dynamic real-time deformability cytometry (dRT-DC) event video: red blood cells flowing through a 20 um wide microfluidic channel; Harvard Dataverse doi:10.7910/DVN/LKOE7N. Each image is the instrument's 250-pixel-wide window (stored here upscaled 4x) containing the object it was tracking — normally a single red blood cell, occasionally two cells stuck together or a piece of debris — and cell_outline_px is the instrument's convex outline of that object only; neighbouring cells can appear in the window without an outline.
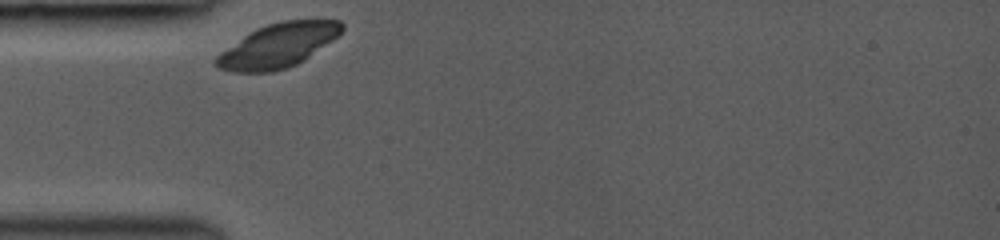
{"species": "common noctule bat (a hibernating species)", "species_latin": "Nyctalus noctula", "temperature_condition": "room temperature", "stored_images_in_passage": 26, "camera_frame_rate_fps": 3000, "um_per_image_px": 0.085, "animal": {"sex": "female", "body_mass_g": 19.0, "forearm_length_mm": 53.3}, "frame": {"image": 1, "passage_image": 1, "time_ms": 0.0, "image_size_px": [1000, 240], "cell_outline_px": [[344, 28], [332, 40], [304, 60], [296, 64], [272, 72], [232, 72], [216, 68], [212, 60], [220, 52], [248, 32], [256, 28], [280, 20], [340, 20], [344, 24]], "centroid_in_image_um": [23.57, 3.87], "position_along_channel_um": 61.4, "area_um2": 32.25}}
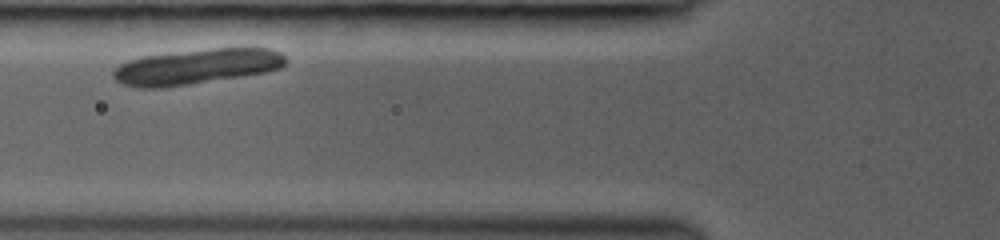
{"frame": {"image": 2, "passage_image": 5, "time_ms": 1.333, "image_size_px": [1000, 240], "cell_outline_px": [[288, 60], [280, 68], [264, 72], [240, 76], [164, 88], [136, 88], [120, 84], [112, 76], [112, 72], [120, 64], [128, 60], [140, 56], [208, 48], [268, 48], [280, 52]], "centroid_in_image_um": [16.64, 5.66], "position_along_channel_um": 109.2, "area_um2": 35.55}}